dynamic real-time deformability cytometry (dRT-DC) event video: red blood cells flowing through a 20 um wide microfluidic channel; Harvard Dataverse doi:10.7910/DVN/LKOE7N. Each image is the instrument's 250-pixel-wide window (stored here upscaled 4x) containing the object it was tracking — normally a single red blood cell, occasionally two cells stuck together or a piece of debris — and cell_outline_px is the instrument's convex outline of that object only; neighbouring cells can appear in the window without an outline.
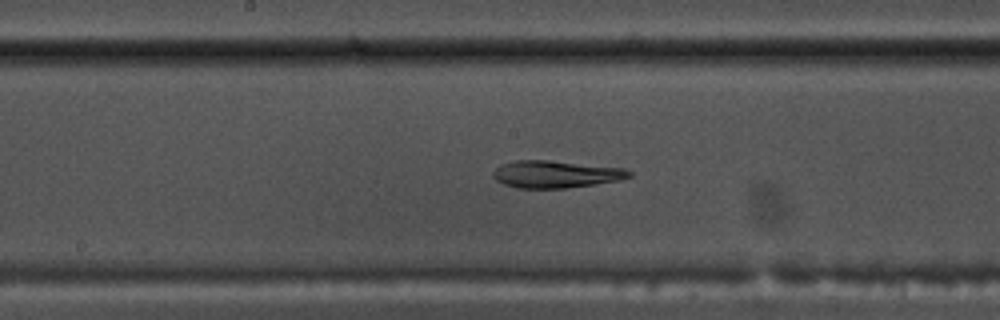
{"species": "common noctule bat (a hibernating species)", "species_latin": "Nyctalus noctula", "temperature_condition": "warm", "stored_images_in_passage": 40, "camera_frame_rate_fps": 3000, "um_per_image_px": 0.085, "animal": {"sex": "male", "body_mass_g": 17.5, "forearm_length_mm": 52.3}, "frame": {"image": 1, "passage_image": 18, "time_ms": 5.667, "image_size_px": [1000, 320], "cell_outline_px": [[632, 176], [620, 180], [564, 188], [516, 188], [504, 184], [496, 180], [492, 176], [492, 172], [500, 164], [516, 160], [548, 160], [624, 168], [632, 172]], "centroid_in_image_um": [47.2, 14.8], "position_along_channel_um": 201.0, "area_um2": 21.56}}
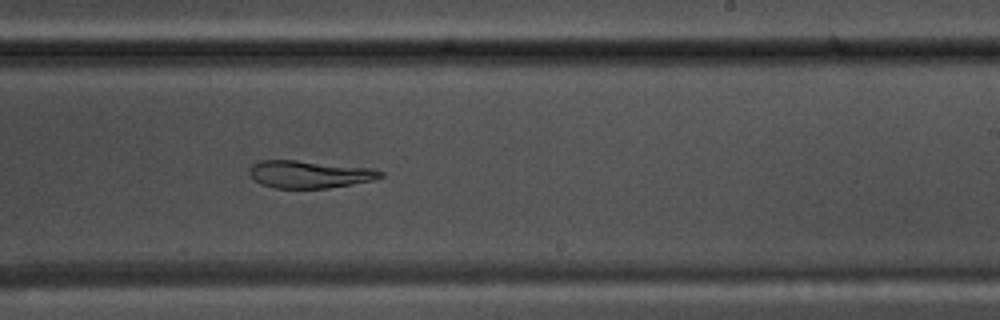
{"frame": {"image": 2, "passage_image": 23, "time_ms": 7.333, "image_size_px": [1000, 320], "cell_outline_px": [[384, 176], [376, 180], [328, 188], [276, 188], [260, 184], [248, 172], [252, 164], [260, 160], [296, 160], [376, 168], [384, 172]], "centroid_in_image_um": [26.37, 14.81], "position_along_channel_um": 262.6, "area_um2": 21.21}, "authors_computed_cell_mechanics": {"area_um2": 22.1085, "velocity_mm_per_s": 3.7133, "shape_relaxation_time_tau1_ms": null, "shape_relaxation_time_tau2_ms": 7.2258, "deformation_change_tau1": null, "deformation_change_tau2": 0.1615}}